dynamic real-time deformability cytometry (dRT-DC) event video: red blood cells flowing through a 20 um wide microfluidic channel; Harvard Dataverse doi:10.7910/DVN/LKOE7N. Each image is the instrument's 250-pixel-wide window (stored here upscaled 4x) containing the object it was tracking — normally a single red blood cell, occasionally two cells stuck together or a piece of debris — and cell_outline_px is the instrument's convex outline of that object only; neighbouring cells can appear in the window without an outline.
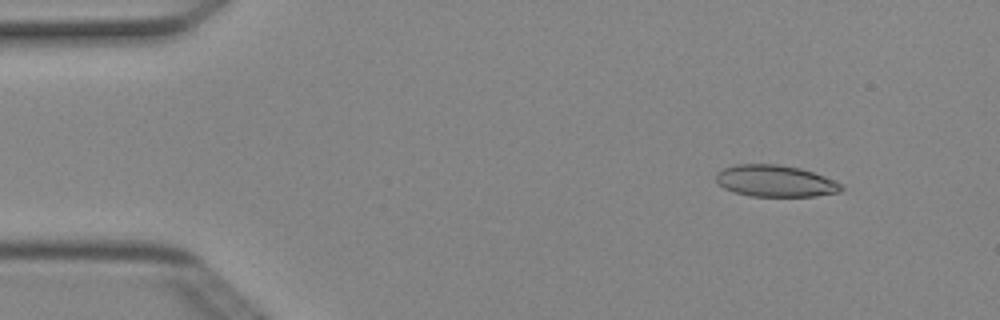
{"species": "Egyptian fruit bat (a non-hibernating species)", "species_latin": "Rousettus aegyptiacus", "temperature_condition": "cold", "stored_images_in_passage": 6, "camera_frame_rate_fps": 3000, "um_per_image_px": 0.085, "animal": {"sex": "female"}, "frame": {"image": 1, "passage_image": 2, "time_ms": 0.333, "image_size_px": [1000, 320], "cell_outline_px": [[844, 188], [840, 192], [816, 196], [752, 196], [736, 192], [724, 188], [716, 180], [716, 172], [724, 168], [736, 164], [780, 164], [800, 168], [824, 176], [844, 184]], "centroid_in_image_um": [65.93, 15.38], "position_along_channel_um": 19.1, "area_um2": 23.12}}
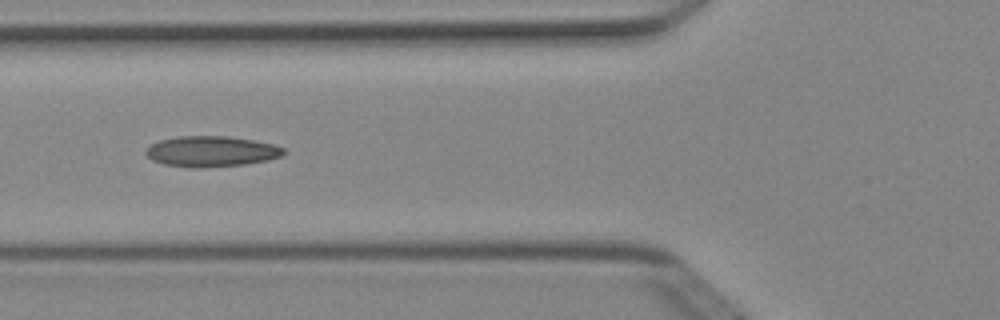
{"frame": {"image": 2, "passage_image": 5, "time_ms": 1.333, "image_size_px": [1000, 320], "cell_outline_px": [[284, 156], [268, 160], [244, 164], [200, 168], [192, 168], [164, 164], [152, 160], [144, 152], [152, 144], [160, 140], [180, 136], [228, 136], [252, 140], [272, 144], [284, 148]], "centroid_in_image_um": [17.97, 12.87], "position_along_channel_um": 107.8, "area_um2": 24.51}}
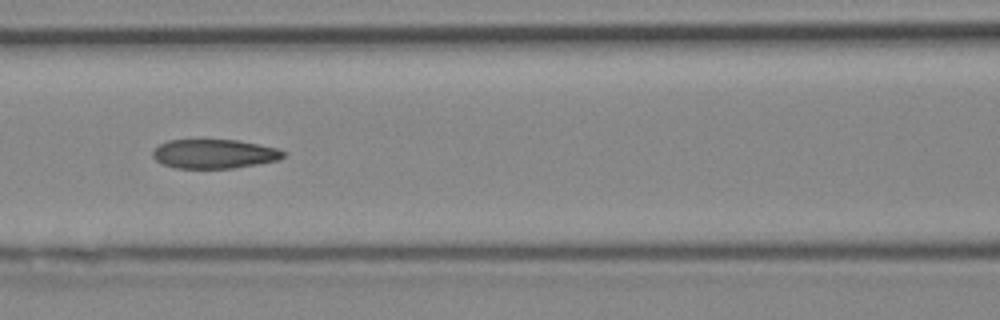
{"frame": {"image": 3, "passage_image": 6, "time_ms": 1.667, "image_size_px": [1000, 320], "cell_outline_px": [[284, 156], [280, 160], [232, 168], [176, 168], [164, 164], [156, 160], [152, 156], [152, 152], [160, 144], [168, 140], [236, 140], [276, 148], [284, 152]], "centroid_in_image_um": [18.19, 13.08], "position_along_channel_um": 148.4, "area_um2": 21.91}}